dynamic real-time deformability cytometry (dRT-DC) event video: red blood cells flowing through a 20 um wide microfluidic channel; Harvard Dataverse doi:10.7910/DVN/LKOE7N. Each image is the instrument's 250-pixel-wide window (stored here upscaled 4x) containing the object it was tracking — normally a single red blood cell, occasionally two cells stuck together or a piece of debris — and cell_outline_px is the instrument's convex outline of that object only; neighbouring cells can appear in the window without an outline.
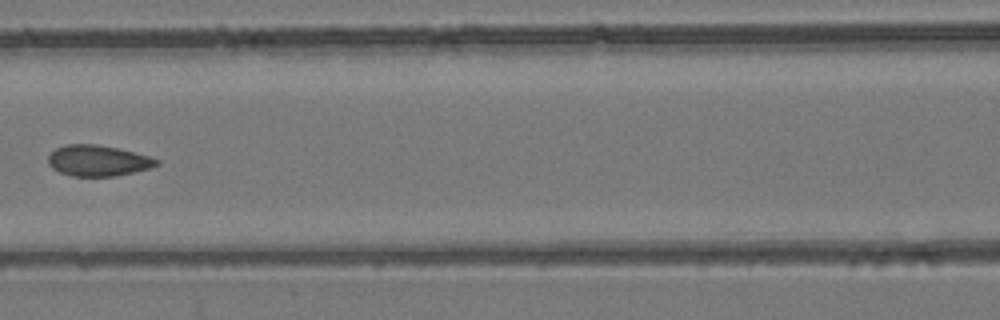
{"species": "common noctule bat (a hibernating species)", "species_latin": "Nyctalus noctula", "temperature_condition": "room temperature", "stored_images_in_passage": 8, "camera_frame_rate_fps": 3000, "um_per_image_px": 0.085, "animal": {"sex": "female", "body_mass_g": 24.6, "forearm_length_mm": 56.2}, "frame": {"image": 1, "passage_image": 7, "time_ms": 2.0, "image_size_px": [1000, 320], "cell_outline_px": [[160, 164], [148, 168], [116, 176], [72, 176], [60, 172], [52, 168], [48, 164], [48, 156], [56, 148], [68, 144], [96, 144], [116, 148], [148, 156], [160, 160]], "centroid_in_image_um": [8.3, 13.66], "position_along_channel_um": 158.3, "area_um2": 19.31}}
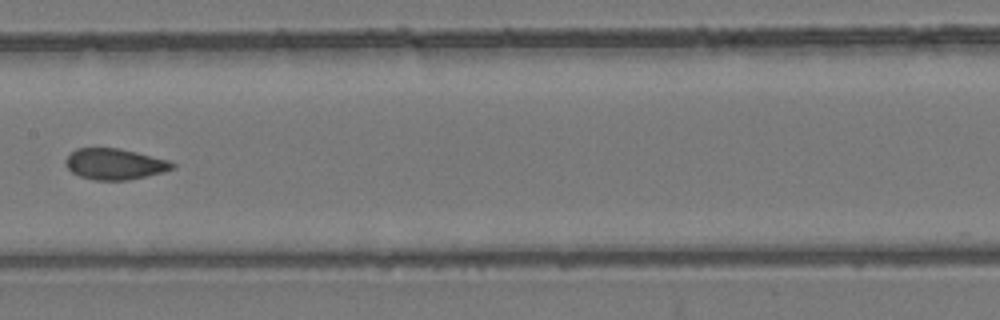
{"frame": {"image": 2, "passage_image": 8, "time_ms": 2.333, "image_size_px": [1000, 320], "cell_outline_px": [[176, 168], [128, 180], [92, 180], [80, 176], [72, 172], [64, 164], [64, 160], [76, 148], [120, 148], [168, 160], [176, 164]], "centroid_in_image_um": [9.73, 13.94], "position_along_channel_um": 197.7, "area_um2": 19.19}}